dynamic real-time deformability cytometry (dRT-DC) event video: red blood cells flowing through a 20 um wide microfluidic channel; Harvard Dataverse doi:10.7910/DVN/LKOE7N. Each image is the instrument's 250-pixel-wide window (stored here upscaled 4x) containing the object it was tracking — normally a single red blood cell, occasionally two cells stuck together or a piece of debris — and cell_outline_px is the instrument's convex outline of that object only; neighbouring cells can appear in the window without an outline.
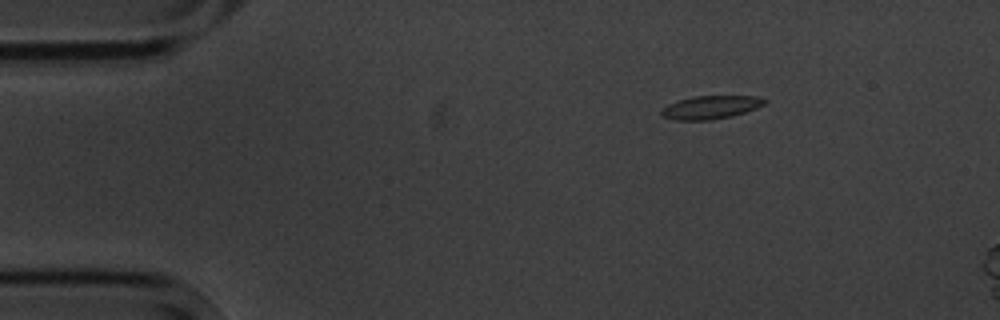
{"species": "common noctule bat (a hibernating species)", "species_latin": "Nyctalus noctula", "temperature_condition": "cold", "stored_images_in_passage": 5, "camera_frame_rate_fps": 3000, "um_per_image_px": 0.085, "animal": {"sex": "male", "body_mass_g": 20.1, "forearm_length_mm": 53.5}, "frame": {"image": 1, "passage_image": 2, "time_ms": 2.0, "image_size_px": [1000, 320], "cell_outline_px": [[768, 100], [764, 104], [756, 108], [732, 116], [712, 120], [676, 120], [664, 116], [660, 112], [668, 104], [692, 96], [756, 96]], "centroid_in_image_um": [60.43, 9.12], "position_along_channel_um": 24.6, "area_um2": 13.81}}
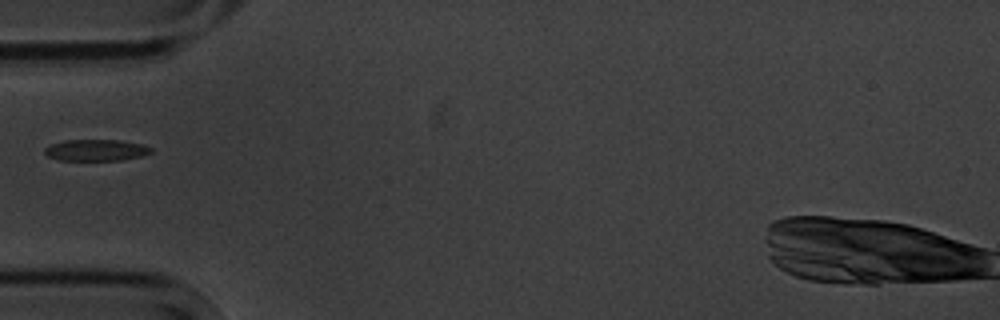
{"frame": {"image": 2, "passage_image": 5, "time_ms": 5.333, "image_size_px": [1000, 320], "cell_outline_px": [[152, 152], [144, 156], [124, 160], [56, 160], [48, 156], [44, 152], [44, 148], [52, 144], [64, 140], [120, 140], [140, 144], [152, 148]], "centroid_in_image_um": [8.17, 12.77], "position_along_channel_um": 76.8, "area_um2": 13.35}}